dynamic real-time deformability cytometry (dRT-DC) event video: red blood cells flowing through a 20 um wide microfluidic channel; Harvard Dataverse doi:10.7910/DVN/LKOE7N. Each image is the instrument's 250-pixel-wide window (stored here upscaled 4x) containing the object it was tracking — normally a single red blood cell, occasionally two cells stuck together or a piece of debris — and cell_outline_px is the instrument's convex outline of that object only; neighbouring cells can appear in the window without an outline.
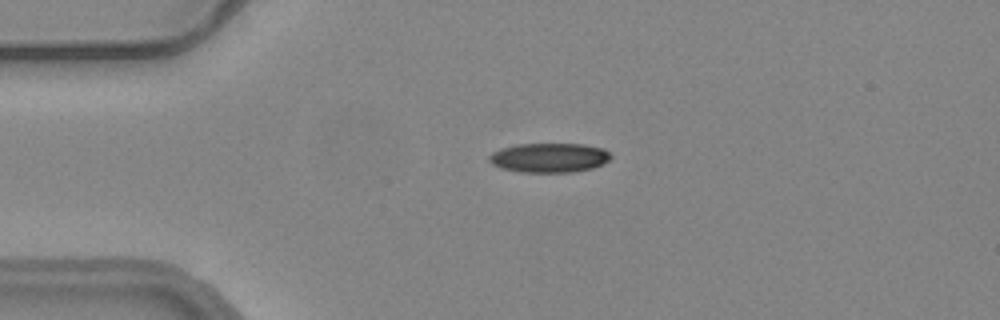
{"species": "common noctule bat (a hibernating species)", "species_latin": "Nyctalus noctula", "temperature_condition": "warm", "stored_images_in_passage": 4, "camera_frame_rate_fps": 3000, "um_per_image_px": 0.085, "animal": {"sex": "female", "body_mass_g": 24.6, "forearm_length_mm": 56.2}, "frame": {"image": 1, "passage_image": 1, "time_ms": 0.0, "image_size_px": [1000, 320], "cell_outline_px": [[612, 156], [604, 164], [592, 168], [572, 172], [520, 172], [500, 168], [492, 164], [488, 160], [488, 156], [492, 152], [500, 148], [516, 144], [584, 144], [604, 148]], "centroid_in_image_um": [46.66, 13.4], "position_along_channel_um": 38.3, "area_um2": 21.04}}